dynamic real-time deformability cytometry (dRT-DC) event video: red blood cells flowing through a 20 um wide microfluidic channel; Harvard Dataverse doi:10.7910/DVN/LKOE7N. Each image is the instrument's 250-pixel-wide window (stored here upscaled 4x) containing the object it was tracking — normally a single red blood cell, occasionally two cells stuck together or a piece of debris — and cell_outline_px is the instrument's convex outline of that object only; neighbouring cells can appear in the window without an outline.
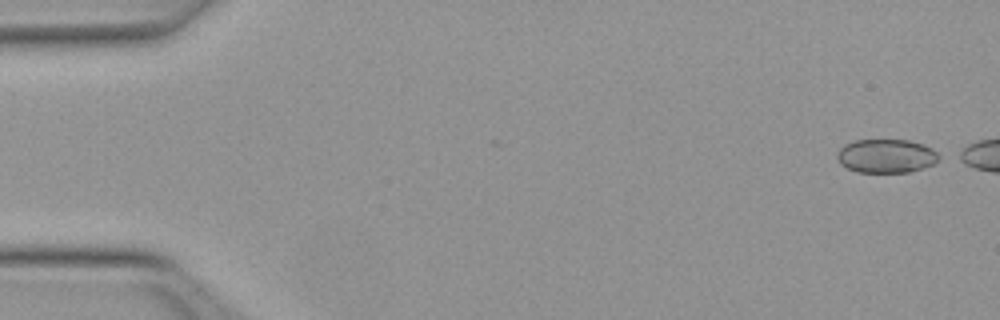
{"species": "Egyptian fruit bat (a non-hibernating species)", "species_latin": "Rousettus aegyptiacus", "temperature_condition": "warm", "stored_images_in_passage": 8, "camera_frame_rate_fps": 3000, "um_per_image_px": 0.085, "animal": {"sex": "female"}, "frame": {"image": 1, "passage_image": 1, "time_ms": 0.0, "image_size_px": [1000, 320], "cell_outline_px": [[944, 156], [940, 160], [932, 164], [908, 172], [856, 172], [840, 164], [836, 156], [840, 148], [844, 144], [856, 140], [908, 140], [924, 144], [932, 148]], "centroid_in_image_um": [75.36, 13.25], "position_along_channel_um": 9.6, "area_um2": 20.17}}